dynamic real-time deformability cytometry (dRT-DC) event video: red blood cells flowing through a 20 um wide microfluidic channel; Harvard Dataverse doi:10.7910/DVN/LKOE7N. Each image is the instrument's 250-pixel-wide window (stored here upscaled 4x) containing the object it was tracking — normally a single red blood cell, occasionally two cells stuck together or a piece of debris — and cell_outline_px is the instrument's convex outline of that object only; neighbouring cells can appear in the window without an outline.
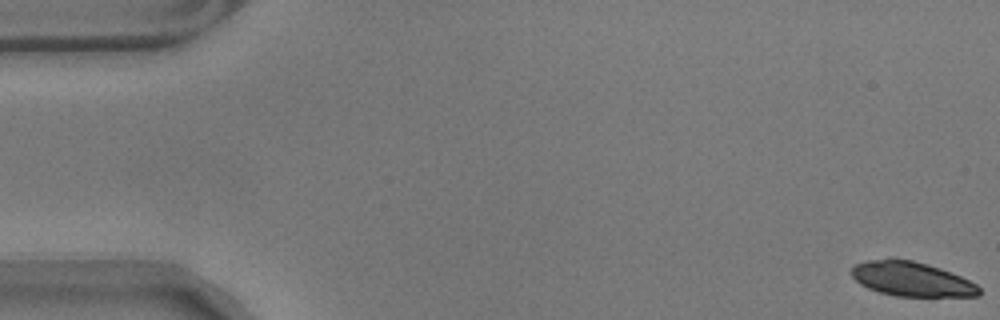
{"species": "common noctule bat (a hibernating species)", "species_latin": "Nyctalus noctula", "temperature_condition": "warm", "stored_images_in_passage": 59, "segment_of_instrument_passage": [1, 2], "camera_frame_rate_fps": 3000, "um_per_image_px": 0.085, "animal": {"sex": "male", "body_mass_g": 17.9}, "frame": {"image": 1, "passage_image": 1, "time_ms": 0.0, "image_size_px": [1000, 320], "cell_outline_px": [[980, 296], [896, 296], [880, 292], [868, 288], [860, 284], [852, 276], [852, 268], [856, 264], [868, 260], [912, 260], [928, 264], [940, 268], [960, 276], [976, 284], [980, 288]], "centroid_in_image_um": [77.51, 23.74], "position_along_channel_um": 7.5, "area_um2": 25.14}}
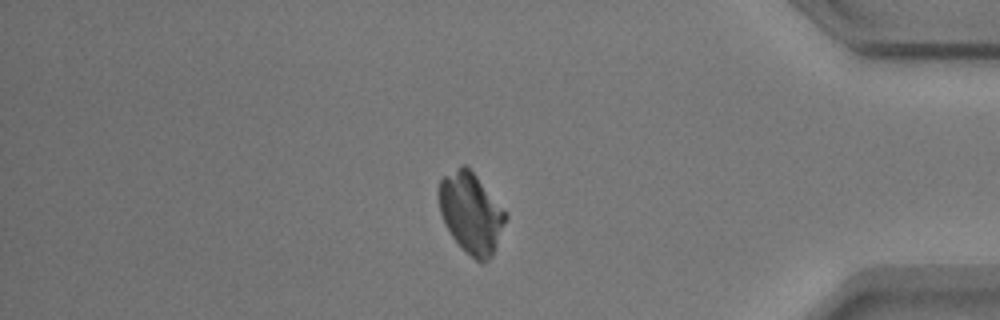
{"frame": {"image": 2, "passage_image": 49, "time_ms": 16.0, "image_size_px": [1000, 320], "cell_outline_px": [[508, 216], [492, 256], [488, 260], [480, 264], [452, 236], [444, 224], [440, 212], [440, 180], [444, 176], [460, 164], [464, 164], [476, 176], [508, 212]], "centroid_in_image_um": [40.07, 18.1], "position_along_channel_um": 395.1, "area_um2": 30.92}}